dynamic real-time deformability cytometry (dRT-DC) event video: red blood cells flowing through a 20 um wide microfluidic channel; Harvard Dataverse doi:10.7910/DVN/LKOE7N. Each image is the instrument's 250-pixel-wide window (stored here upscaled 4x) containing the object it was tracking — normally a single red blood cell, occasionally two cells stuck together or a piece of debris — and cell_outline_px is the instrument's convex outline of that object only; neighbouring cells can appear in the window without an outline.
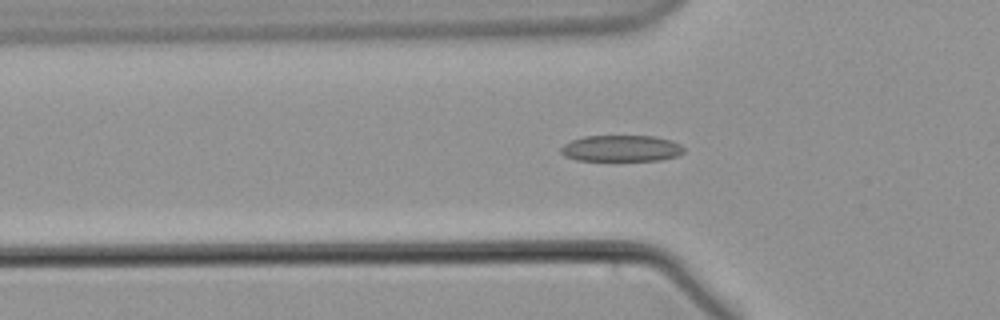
{"species": "common noctule bat (a hibernating species)", "species_latin": "Nyctalus noctula", "temperature_condition": "warm", "stored_images_in_passage": 58, "camera_frame_rate_fps": 3000, "um_per_image_px": 0.085, "animal": {"sex": "male", "body_mass_g": 21.5, "forearm_length_mm": 52.0}, "frame": {"image": 1, "passage_image": 20, "time_ms": 6.333, "image_size_px": [1000, 320], "cell_outline_px": [[684, 152], [676, 156], [660, 160], [576, 160], [564, 156], [560, 152], [560, 148], [564, 144], [572, 140], [584, 136], [656, 136], [672, 140], [680, 144], [684, 148]], "centroid_in_image_um": [52.81, 12.6], "position_along_channel_um": 73.0, "area_um2": 18.9}}
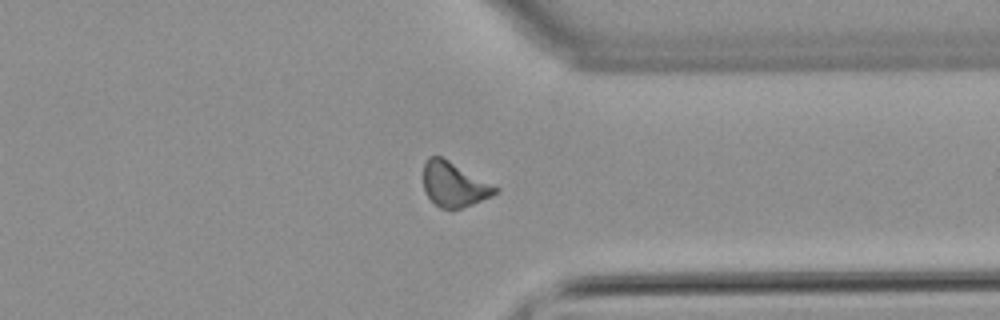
{"frame": {"image": 2, "passage_image": 45, "time_ms": 14.667, "image_size_px": [1000, 320], "cell_outline_px": [[500, 188], [492, 196], [464, 208], [440, 208], [428, 196], [424, 188], [424, 164], [428, 156], [440, 156], [448, 160]], "centroid_in_image_um": [38.6, 15.68], "position_along_channel_um": 372.8, "area_um2": 18.44}}
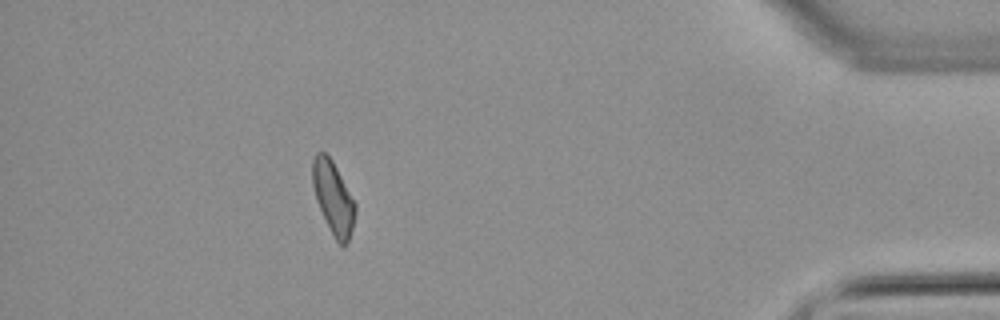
{"frame": {"image": 3, "passage_image": 52, "time_ms": 17.0, "image_size_px": [1000, 320], "cell_outline_px": [[356, 212], [352, 228], [348, 240], [344, 248], [336, 240], [316, 200], [312, 184], [312, 160], [316, 152], [324, 152], [332, 160], [356, 204]], "centroid_in_image_um": [28.32, 16.78], "position_along_channel_um": 406.9, "area_um2": 17.74}}